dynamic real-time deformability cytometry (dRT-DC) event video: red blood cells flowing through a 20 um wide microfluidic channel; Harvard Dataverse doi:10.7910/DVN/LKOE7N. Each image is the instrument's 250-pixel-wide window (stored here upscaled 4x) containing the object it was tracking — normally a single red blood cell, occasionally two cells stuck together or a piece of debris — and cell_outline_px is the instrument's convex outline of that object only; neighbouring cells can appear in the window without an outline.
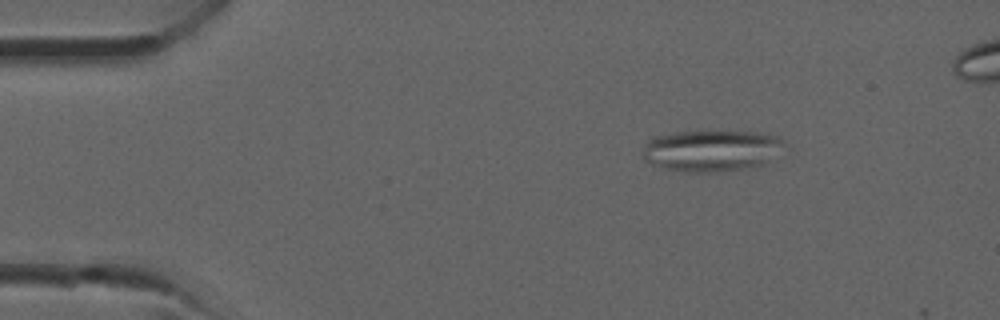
{"species": "common noctule bat (a hibernating species)", "species_latin": "Nyctalus noctula", "temperature_condition": "room temperature", "stored_images_in_passage": 8, "camera_frame_rate_fps": 3000, "um_per_image_px": 0.085, "animal": {"sex": "male", "forearm_length_mm": 52.5}, "frame": {"image": 1, "passage_image": 3, "time_ms": 0.667, "image_size_px": [1000, 320], "cell_outline_px": [[784, 144], [764, 164], [748, 168], [716, 172], [688, 172], [664, 168], [652, 164], [644, 160], [644, 148], [648, 140], [656, 136], [676, 132], [756, 132], [780, 136], [784, 140]], "centroid_in_image_um": [60.46, 12.81], "position_along_channel_um": 24.5, "area_um2": 33.76}}